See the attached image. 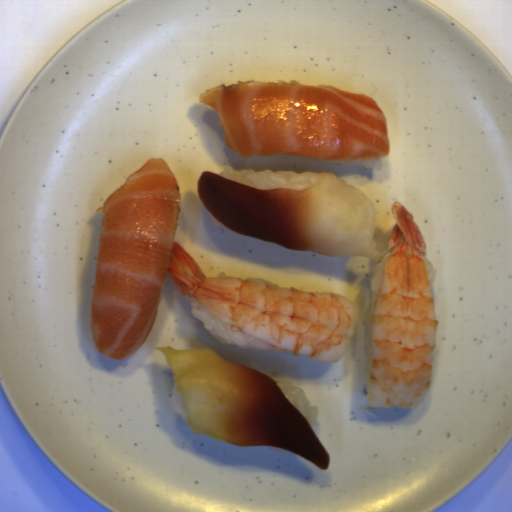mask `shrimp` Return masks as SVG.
<instances>
[{
    "instance_id": "a79e029a",
    "label": "shrimp",
    "mask_w": 512,
    "mask_h": 512,
    "mask_svg": "<svg viewBox=\"0 0 512 512\" xmlns=\"http://www.w3.org/2000/svg\"><path fill=\"white\" fill-rule=\"evenodd\" d=\"M395 224L370 326L366 402L410 408L430 387L435 300L424 263L426 241L408 208L391 206Z\"/></svg>"
},
{
    "instance_id": "fd3e3c34",
    "label": "shrimp",
    "mask_w": 512,
    "mask_h": 512,
    "mask_svg": "<svg viewBox=\"0 0 512 512\" xmlns=\"http://www.w3.org/2000/svg\"><path fill=\"white\" fill-rule=\"evenodd\" d=\"M168 275L182 295L252 338L321 363H337L355 334L352 301L323 292L275 287L234 277H206L196 261L173 243Z\"/></svg>"
}]
</instances>
